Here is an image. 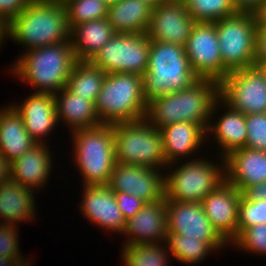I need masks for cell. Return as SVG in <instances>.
Listing matches in <instances>:
<instances>
[{
  "mask_svg": "<svg viewBox=\"0 0 266 266\" xmlns=\"http://www.w3.org/2000/svg\"><path fill=\"white\" fill-rule=\"evenodd\" d=\"M222 64L228 71L255 66V34L253 12L236 14L215 22Z\"/></svg>",
  "mask_w": 266,
  "mask_h": 266,
  "instance_id": "cell-9",
  "label": "cell"
},
{
  "mask_svg": "<svg viewBox=\"0 0 266 266\" xmlns=\"http://www.w3.org/2000/svg\"><path fill=\"white\" fill-rule=\"evenodd\" d=\"M220 98L245 115L266 113L265 68L253 66L229 72L220 82Z\"/></svg>",
  "mask_w": 266,
  "mask_h": 266,
  "instance_id": "cell-10",
  "label": "cell"
},
{
  "mask_svg": "<svg viewBox=\"0 0 266 266\" xmlns=\"http://www.w3.org/2000/svg\"><path fill=\"white\" fill-rule=\"evenodd\" d=\"M147 101L143 76L132 73L106 74L95 102L101 124L137 121L145 118Z\"/></svg>",
  "mask_w": 266,
  "mask_h": 266,
  "instance_id": "cell-5",
  "label": "cell"
},
{
  "mask_svg": "<svg viewBox=\"0 0 266 266\" xmlns=\"http://www.w3.org/2000/svg\"><path fill=\"white\" fill-rule=\"evenodd\" d=\"M238 11L253 12L265 0H232Z\"/></svg>",
  "mask_w": 266,
  "mask_h": 266,
  "instance_id": "cell-43",
  "label": "cell"
},
{
  "mask_svg": "<svg viewBox=\"0 0 266 266\" xmlns=\"http://www.w3.org/2000/svg\"><path fill=\"white\" fill-rule=\"evenodd\" d=\"M219 98V82L198 79L186 89L150 100L145 119L157 129L176 122H191L207 130L213 105Z\"/></svg>",
  "mask_w": 266,
  "mask_h": 266,
  "instance_id": "cell-1",
  "label": "cell"
},
{
  "mask_svg": "<svg viewBox=\"0 0 266 266\" xmlns=\"http://www.w3.org/2000/svg\"><path fill=\"white\" fill-rule=\"evenodd\" d=\"M35 191L9 179L0 184V223L19 226L22 221H34Z\"/></svg>",
  "mask_w": 266,
  "mask_h": 266,
  "instance_id": "cell-23",
  "label": "cell"
},
{
  "mask_svg": "<svg viewBox=\"0 0 266 266\" xmlns=\"http://www.w3.org/2000/svg\"><path fill=\"white\" fill-rule=\"evenodd\" d=\"M17 261L8 256H0V266H14Z\"/></svg>",
  "mask_w": 266,
  "mask_h": 266,
  "instance_id": "cell-47",
  "label": "cell"
},
{
  "mask_svg": "<svg viewBox=\"0 0 266 266\" xmlns=\"http://www.w3.org/2000/svg\"><path fill=\"white\" fill-rule=\"evenodd\" d=\"M246 148L266 151V113L245 115Z\"/></svg>",
  "mask_w": 266,
  "mask_h": 266,
  "instance_id": "cell-37",
  "label": "cell"
},
{
  "mask_svg": "<svg viewBox=\"0 0 266 266\" xmlns=\"http://www.w3.org/2000/svg\"><path fill=\"white\" fill-rule=\"evenodd\" d=\"M75 59L72 43L46 45L20 54L9 69L34 93L56 94L66 87Z\"/></svg>",
  "mask_w": 266,
  "mask_h": 266,
  "instance_id": "cell-3",
  "label": "cell"
},
{
  "mask_svg": "<svg viewBox=\"0 0 266 266\" xmlns=\"http://www.w3.org/2000/svg\"><path fill=\"white\" fill-rule=\"evenodd\" d=\"M164 170L116 163L108 182L113 192L134 194L145 203L165 198Z\"/></svg>",
  "mask_w": 266,
  "mask_h": 266,
  "instance_id": "cell-12",
  "label": "cell"
},
{
  "mask_svg": "<svg viewBox=\"0 0 266 266\" xmlns=\"http://www.w3.org/2000/svg\"><path fill=\"white\" fill-rule=\"evenodd\" d=\"M229 245L240 249L239 251L266 256V224L246 228Z\"/></svg>",
  "mask_w": 266,
  "mask_h": 266,
  "instance_id": "cell-35",
  "label": "cell"
},
{
  "mask_svg": "<svg viewBox=\"0 0 266 266\" xmlns=\"http://www.w3.org/2000/svg\"><path fill=\"white\" fill-rule=\"evenodd\" d=\"M167 233L201 241H225L212 227L201 202H180L166 199Z\"/></svg>",
  "mask_w": 266,
  "mask_h": 266,
  "instance_id": "cell-15",
  "label": "cell"
},
{
  "mask_svg": "<svg viewBox=\"0 0 266 266\" xmlns=\"http://www.w3.org/2000/svg\"><path fill=\"white\" fill-rule=\"evenodd\" d=\"M121 248L120 258L125 266H169L167 264L171 263L166 242L132 244Z\"/></svg>",
  "mask_w": 266,
  "mask_h": 266,
  "instance_id": "cell-30",
  "label": "cell"
},
{
  "mask_svg": "<svg viewBox=\"0 0 266 266\" xmlns=\"http://www.w3.org/2000/svg\"><path fill=\"white\" fill-rule=\"evenodd\" d=\"M225 180L242 192L266 182V151L241 148L225 157Z\"/></svg>",
  "mask_w": 266,
  "mask_h": 266,
  "instance_id": "cell-21",
  "label": "cell"
},
{
  "mask_svg": "<svg viewBox=\"0 0 266 266\" xmlns=\"http://www.w3.org/2000/svg\"><path fill=\"white\" fill-rule=\"evenodd\" d=\"M9 104L21 115L26 131L37 143H47L46 136L59 126L56 124H60L54 94L33 92L22 103Z\"/></svg>",
  "mask_w": 266,
  "mask_h": 266,
  "instance_id": "cell-19",
  "label": "cell"
},
{
  "mask_svg": "<svg viewBox=\"0 0 266 266\" xmlns=\"http://www.w3.org/2000/svg\"><path fill=\"white\" fill-rule=\"evenodd\" d=\"M114 198L125 220L133 217L146 204L134 194L114 192Z\"/></svg>",
  "mask_w": 266,
  "mask_h": 266,
  "instance_id": "cell-39",
  "label": "cell"
},
{
  "mask_svg": "<svg viewBox=\"0 0 266 266\" xmlns=\"http://www.w3.org/2000/svg\"><path fill=\"white\" fill-rule=\"evenodd\" d=\"M116 163L142 165L165 170L160 129L145 118L113 124Z\"/></svg>",
  "mask_w": 266,
  "mask_h": 266,
  "instance_id": "cell-8",
  "label": "cell"
},
{
  "mask_svg": "<svg viewBox=\"0 0 266 266\" xmlns=\"http://www.w3.org/2000/svg\"><path fill=\"white\" fill-rule=\"evenodd\" d=\"M184 48L192 71L199 79L220 83L229 73L222 64L215 22H196Z\"/></svg>",
  "mask_w": 266,
  "mask_h": 266,
  "instance_id": "cell-11",
  "label": "cell"
},
{
  "mask_svg": "<svg viewBox=\"0 0 266 266\" xmlns=\"http://www.w3.org/2000/svg\"><path fill=\"white\" fill-rule=\"evenodd\" d=\"M107 5L113 4V3H117L121 0H103Z\"/></svg>",
  "mask_w": 266,
  "mask_h": 266,
  "instance_id": "cell-50",
  "label": "cell"
},
{
  "mask_svg": "<svg viewBox=\"0 0 266 266\" xmlns=\"http://www.w3.org/2000/svg\"><path fill=\"white\" fill-rule=\"evenodd\" d=\"M58 122L68 125L69 132L101 125L95 112V104L76 96L66 87L54 94Z\"/></svg>",
  "mask_w": 266,
  "mask_h": 266,
  "instance_id": "cell-26",
  "label": "cell"
},
{
  "mask_svg": "<svg viewBox=\"0 0 266 266\" xmlns=\"http://www.w3.org/2000/svg\"><path fill=\"white\" fill-rule=\"evenodd\" d=\"M166 244L173 259L185 265H196L208 258L209 253L230 247L226 241H201L176 233L167 234Z\"/></svg>",
  "mask_w": 266,
  "mask_h": 266,
  "instance_id": "cell-28",
  "label": "cell"
},
{
  "mask_svg": "<svg viewBox=\"0 0 266 266\" xmlns=\"http://www.w3.org/2000/svg\"><path fill=\"white\" fill-rule=\"evenodd\" d=\"M149 50L150 39L146 33H124L123 73L143 76Z\"/></svg>",
  "mask_w": 266,
  "mask_h": 266,
  "instance_id": "cell-31",
  "label": "cell"
},
{
  "mask_svg": "<svg viewBox=\"0 0 266 266\" xmlns=\"http://www.w3.org/2000/svg\"><path fill=\"white\" fill-rule=\"evenodd\" d=\"M255 66L266 68V27H257L256 29Z\"/></svg>",
  "mask_w": 266,
  "mask_h": 266,
  "instance_id": "cell-41",
  "label": "cell"
},
{
  "mask_svg": "<svg viewBox=\"0 0 266 266\" xmlns=\"http://www.w3.org/2000/svg\"><path fill=\"white\" fill-rule=\"evenodd\" d=\"M106 74L90 61H76L70 72L66 88L82 98H88L94 104Z\"/></svg>",
  "mask_w": 266,
  "mask_h": 266,
  "instance_id": "cell-29",
  "label": "cell"
},
{
  "mask_svg": "<svg viewBox=\"0 0 266 266\" xmlns=\"http://www.w3.org/2000/svg\"><path fill=\"white\" fill-rule=\"evenodd\" d=\"M140 1L146 3L148 6H150L153 9L163 2L173 1V0H140Z\"/></svg>",
  "mask_w": 266,
  "mask_h": 266,
  "instance_id": "cell-48",
  "label": "cell"
},
{
  "mask_svg": "<svg viewBox=\"0 0 266 266\" xmlns=\"http://www.w3.org/2000/svg\"><path fill=\"white\" fill-rule=\"evenodd\" d=\"M18 226L12 224H1L0 223V256H8L15 259L17 262L22 261V252L18 241L17 228Z\"/></svg>",
  "mask_w": 266,
  "mask_h": 266,
  "instance_id": "cell-38",
  "label": "cell"
},
{
  "mask_svg": "<svg viewBox=\"0 0 266 266\" xmlns=\"http://www.w3.org/2000/svg\"><path fill=\"white\" fill-rule=\"evenodd\" d=\"M166 220L165 198L146 203L133 217L126 220L121 235L127 239L121 246L166 242L168 234Z\"/></svg>",
  "mask_w": 266,
  "mask_h": 266,
  "instance_id": "cell-17",
  "label": "cell"
},
{
  "mask_svg": "<svg viewBox=\"0 0 266 266\" xmlns=\"http://www.w3.org/2000/svg\"><path fill=\"white\" fill-rule=\"evenodd\" d=\"M66 8L68 27L85 21L107 18L108 5L103 0H62Z\"/></svg>",
  "mask_w": 266,
  "mask_h": 266,
  "instance_id": "cell-33",
  "label": "cell"
},
{
  "mask_svg": "<svg viewBox=\"0 0 266 266\" xmlns=\"http://www.w3.org/2000/svg\"><path fill=\"white\" fill-rule=\"evenodd\" d=\"M224 114H217L221 106ZM218 109V110H217ZM218 115L214 119L215 115ZM215 122L214 124L212 122ZM247 129L245 122V114L242 112L232 109L227 103H225L221 98H219L213 105L211 117L206 130V139L211 135L214 137V143L217 145V149L220 150L219 156L225 158L231 152L244 148L247 140ZM220 147V148H219Z\"/></svg>",
  "mask_w": 266,
  "mask_h": 266,
  "instance_id": "cell-18",
  "label": "cell"
},
{
  "mask_svg": "<svg viewBox=\"0 0 266 266\" xmlns=\"http://www.w3.org/2000/svg\"><path fill=\"white\" fill-rule=\"evenodd\" d=\"M10 179V163L0 153V184Z\"/></svg>",
  "mask_w": 266,
  "mask_h": 266,
  "instance_id": "cell-45",
  "label": "cell"
},
{
  "mask_svg": "<svg viewBox=\"0 0 266 266\" xmlns=\"http://www.w3.org/2000/svg\"><path fill=\"white\" fill-rule=\"evenodd\" d=\"M49 144L37 143L20 158L10 163V179L20 185L40 191L53 171V157Z\"/></svg>",
  "mask_w": 266,
  "mask_h": 266,
  "instance_id": "cell-20",
  "label": "cell"
},
{
  "mask_svg": "<svg viewBox=\"0 0 266 266\" xmlns=\"http://www.w3.org/2000/svg\"><path fill=\"white\" fill-rule=\"evenodd\" d=\"M241 192L226 180L201 200L206 216L217 233L230 244L238 236Z\"/></svg>",
  "mask_w": 266,
  "mask_h": 266,
  "instance_id": "cell-14",
  "label": "cell"
},
{
  "mask_svg": "<svg viewBox=\"0 0 266 266\" xmlns=\"http://www.w3.org/2000/svg\"><path fill=\"white\" fill-rule=\"evenodd\" d=\"M195 24L183 0L166 1L151 10L146 34L150 40L185 47Z\"/></svg>",
  "mask_w": 266,
  "mask_h": 266,
  "instance_id": "cell-13",
  "label": "cell"
},
{
  "mask_svg": "<svg viewBox=\"0 0 266 266\" xmlns=\"http://www.w3.org/2000/svg\"><path fill=\"white\" fill-rule=\"evenodd\" d=\"M80 205L84 217L106 232L122 234L125 222L121 210L114 198V192L108 185H84Z\"/></svg>",
  "mask_w": 266,
  "mask_h": 266,
  "instance_id": "cell-16",
  "label": "cell"
},
{
  "mask_svg": "<svg viewBox=\"0 0 266 266\" xmlns=\"http://www.w3.org/2000/svg\"><path fill=\"white\" fill-rule=\"evenodd\" d=\"M196 22L214 23L238 12L232 0H183Z\"/></svg>",
  "mask_w": 266,
  "mask_h": 266,
  "instance_id": "cell-32",
  "label": "cell"
},
{
  "mask_svg": "<svg viewBox=\"0 0 266 266\" xmlns=\"http://www.w3.org/2000/svg\"><path fill=\"white\" fill-rule=\"evenodd\" d=\"M151 10L140 0H121L108 5L107 18L116 33H146Z\"/></svg>",
  "mask_w": 266,
  "mask_h": 266,
  "instance_id": "cell-27",
  "label": "cell"
},
{
  "mask_svg": "<svg viewBox=\"0 0 266 266\" xmlns=\"http://www.w3.org/2000/svg\"><path fill=\"white\" fill-rule=\"evenodd\" d=\"M241 194L248 201L266 200V182L246 187Z\"/></svg>",
  "mask_w": 266,
  "mask_h": 266,
  "instance_id": "cell-42",
  "label": "cell"
},
{
  "mask_svg": "<svg viewBox=\"0 0 266 266\" xmlns=\"http://www.w3.org/2000/svg\"><path fill=\"white\" fill-rule=\"evenodd\" d=\"M257 27H266V0L253 11Z\"/></svg>",
  "mask_w": 266,
  "mask_h": 266,
  "instance_id": "cell-44",
  "label": "cell"
},
{
  "mask_svg": "<svg viewBox=\"0 0 266 266\" xmlns=\"http://www.w3.org/2000/svg\"><path fill=\"white\" fill-rule=\"evenodd\" d=\"M70 133L73 142L72 159L79 170L83 186L107 185L116 164L113 125L101 124Z\"/></svg>",
  "mask_w": 266,
  "mask_h": 266,
  "instance_id": "cell-6",
  "label": "cell"
},
{
  "mask_svg": "<svg viewBox=\"0 0 266 266\" xmlns=\"http://www.w3.org/2000/svg\"><path fill=\"white\" fill-rule=\"evenodd\" d=\"M124 33H115L90 62L105 74L123 73Z\"/></svg>",
  "mask_w": 266,
  "mask_h": 266,
  "instance_id": "cell-34",
  "label": "cell"
},
{
  "mask_svg": "<svg viewBox=\"0 0 266 266\" xmlns=\"http://www.w3.org/2000/svg\"><path fill=\"white\" fill-rule=\"evenodd\" d=\"M66 8L60 0H33L9 22L8 39L25 52L71 42Z\"/></svg>",
  "mask_w": 266,
  "mask_h": 266,
  "instance_id": "cell-2",
  "label": "cell"
},
{
  "mask_svg": "<svg viewBox=\"0 0 266 266\" xmlns=\"http://www.w3.org/2000/svg\"><path fill=\"white\" fill-rule=\"evenodd\" d=\"M257 224H266V200L248 201L241 195L238 213V235L246 228Z\"/></svg>",
  "mask_w": 266,
  "mask_h": 266,
  "instance_id": "cell-36",
  "label": "cell"
},
{
  "mask_svg": "<svg viewBox=\"0 0 266 266\" xmlns=\"http://www.w3.org/2000/svg\"><path fill=\"white\" fill-rule=\"evenodd\" d=\"M8 29H9V22L6 21L0 15V49L2 48V44L8 39Z\"/></svg>",
  "mask_w": 266,
  "mask_h": 266,
  "instance_id": "cell-46",
  "label": "cell"
},
{
  "mask_svg": "<svg viewBox=\"0 0 266 266\" xmlns=\"http://www.w3.org/2000/svg\"><path fill=\"white\" fill-rule=\"evenodd\" d=\"M29 260H31V259H26V260L24 259L22 261L15 263L14 266H33L32 265L33 262H31Z\"/></svg>",
  "mask_w": 266,
  "mask_h": 266,
  "instance_id": "cell-49",
  "label": "cell"
},
{
  "mask_svg": "<svg viewBox=\"0 0 266 266\" xmlns=\"http://www.w3.org/2000/svg\"><path fill=\"white\" fill-rule=\"evenodd\" d=\"M198 79L183 46L150 40L148 64L143 75V93L147 102L186 89Z\"/></svg>",
  "mask_w": 266,
  "mask_h": 266,
  "instance_id": "cell-4",
  "label": "cell"
},
{
  "mask_svg": "<svg viewBox=\"0 0 266 266\" xmlns=\"http://www.w3.org/2000/svg\"><path fill=\"white\" fill-rule=\"evenodd\" d=\"M33 0H0V15L8 22L15 18Z\"/></svg>",
  "mask_w": 266,
  "mask_h": 266,
  "instance_id": "cell-40",
  "label": "cell"
},
{
  "mask_svg": "<svg viewBox=\"0 0 266 266\" xmlns=\"http://www.w3.org/2000/svg\"><path fill=\"white\" fill-rule=\"evenodd\" d=\"M115 33L108 18L85 21L74 26L70 31V40L75 59L90 61Z\"/></svg>",
  "mask_w": 266,
  "mask_h": 266,
  "instance_id": "cell-25",
  "label": "cell"
},
{
  "mask_svg": "<svg viewBox=\"0 0 266 266\" xmlns=\"http://www.w3.org/2000/svg\"><path fill=\"white\" fill-rule=\"evenodd\" d=\"M189 158L190 161L184 160V163L178 161L165 168L164 172L169 171L164 173L165 199L201 202L225 181V158L218 156L219 162L216 161L218 164L203 156Z\"/></svg>",
  "mask_w": 266,
  "mask_h": 266,
  "instance_id": "cell-7",
  "label": "cell"
},
{
  "mask_svg": "<svg viewBox=\"0 0 266 266\" xmlns=\"http://www.w3.org/2000/svg\"><path fill=\"white\" fill-rule=\"evenodd\" d=\"M160 132L167 165L195 156L206 141V129L191 122H176L160 128Z\"/></svg>",
  "mask_w": 266,
  "mask_h": 266,
  "instance_id": "cell-22",
  "label": "cell"
},
{
  "mask_svg": "<svg viewBox=\"0 0 266 266\" xmlns=\"http://www.w3.org/2000/svg\"><path fill=\"white\" fill-rule=\"evenodd\" d=\"M35 142L26 131L24 121L10 104L0 108V153L11 163L29 151Z\"/></svg>",
  "mask_w": 266,
  "mask_h": 266,
  "instance_id": "cell-24",
  "label": "cell"
}]
</instances>
